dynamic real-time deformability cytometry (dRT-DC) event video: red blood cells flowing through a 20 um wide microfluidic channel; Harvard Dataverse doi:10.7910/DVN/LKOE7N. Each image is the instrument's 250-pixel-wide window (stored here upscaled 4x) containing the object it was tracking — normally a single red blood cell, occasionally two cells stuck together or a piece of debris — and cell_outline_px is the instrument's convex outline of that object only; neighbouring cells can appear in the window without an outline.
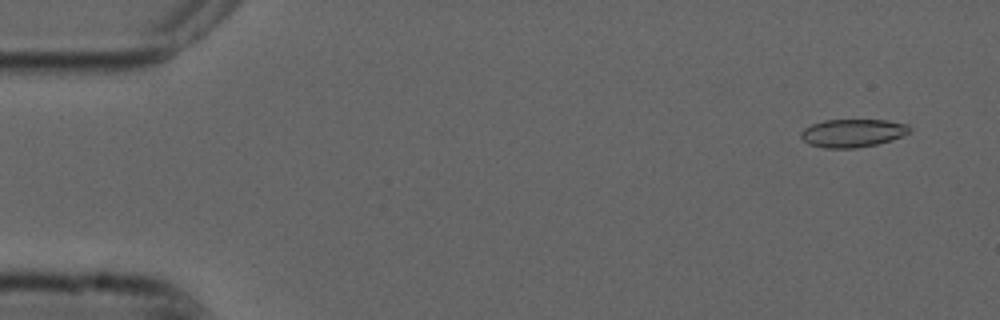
{"species": "common noctule bat (a hibernating species)", "species_latin": "Nyctalus noctula", "temperature_condition": "cold", "stored_images_in_passage": 55, "camera_frame_rate_fps": 3000, "um_per_image_px": 0.085, "animal": {"sex": "male", "forearm_length_mm": 52.5}, "frame": {"image": 1, "passage_image": 4, "time_ms": 1.0, "image_size_px": [1000, 320], "cell_outline_px": [[912, 128], [908, 132], [892, 140], [876, 144], [856, 148], [824, 148], [808, 144], [800, 136], [800, 132], [804, 128], [812, 124], [824, 120], [888, 120], [908, 124]], "centroid_in_image_um": [72.46, 11.3], "position_along_channel_um": 12.5, "area_um2": 17.8}}
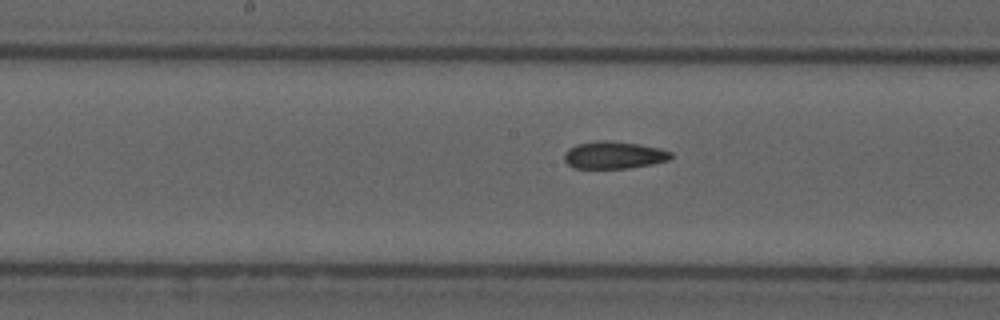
{"frame": {"image": 2, "passage_image": 28, "time_ms": 9.0, "image_size_px": [1000, 320], "cell_outline_px": [[672, 156], [668, 160], [652, 164], [628, 168], [572, 168], [564, 160], [564, 152], [568, 148], [576, 144], [596, 140], [608, 140], [640, 144], [660, 148], [672, 152]], "centroid_in_image_um": [52.15, 13.17], "position_along_channel_um": 196.0, "area_um2": 17.17}}
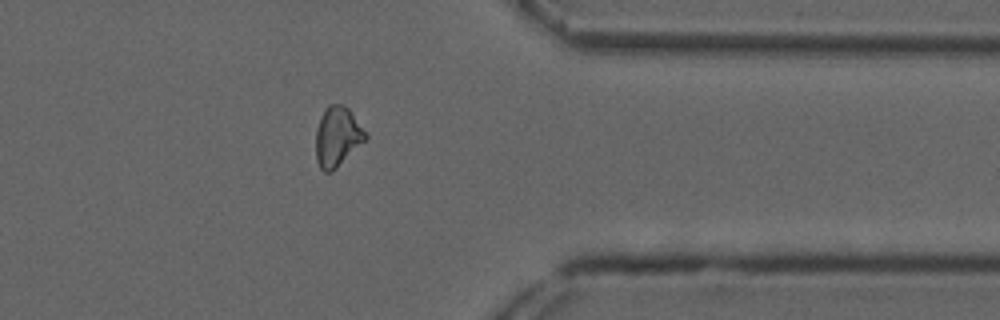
{"frame": {"image": 3, "passage_image": 44, "time_ms": 14.333, "image_size_px": [1000, 320], "cell_outline_px": [[368, 140], [332, 172], [324, 172], [320, 168], [316, 160], [316, 128], [324, 108], [328, 104], [344, 104], [348, 108], [368, 136]], "centroid_in_image_um": [28.68, 11.63], "position_along_channel_um": 382.7, "area_um2": 17.57}, "authors_computed_cell_mechanics": {"area_um2": 17.5712, "velocity_mm_per_s": 3.7384, "shape_relaxation_time_tau1_ms": null, "shape_relaxation_time_tau2_ms": 2.1531, "deformation_change_tau1": null, "deformation_change_tau2": 0.0817}}